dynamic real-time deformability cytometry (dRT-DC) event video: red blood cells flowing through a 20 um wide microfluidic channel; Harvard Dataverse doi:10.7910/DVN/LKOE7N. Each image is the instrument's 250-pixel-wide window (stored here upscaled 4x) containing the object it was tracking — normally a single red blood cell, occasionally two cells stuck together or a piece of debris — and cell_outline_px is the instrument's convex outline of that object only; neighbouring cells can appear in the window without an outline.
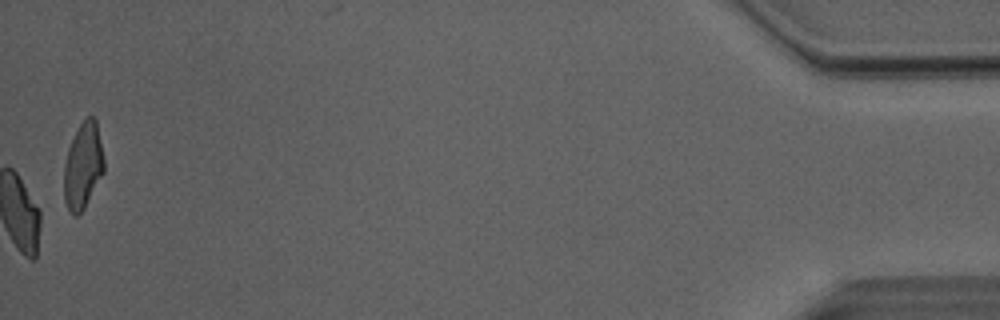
{"species": "Egyptian fruit bat (a non-hibernating species)", "species_latin": "Rousettus aegyptiacus", "temperature_condition": "room temperature", "stored_images_in_passage": 52, "camera_frame_rate_fps": 3000, "um_per_image_px": 0.085, "animal": {"sex": "male"}, "frame": {"image": 1, "passage_image": 52, "time_ms": 17.0, "image_size_px": [1000, 320], "cell_outline_px": [[104, 172], [84, 208], [76, 216], [72, 216], [64, 200], [64, 164], [68, 148], [80, 124], [88, 116], [92, 116], [96, 120], [104, 160]], "centroid_in_image_um": [7.05, 14.12], "position_along_channel_um": 428.2, "area_um2": 19.88}, "authors_computed_cell_mechanics": {"area_um2": 20.2011, "velocity_mm_per_s": 4.0535, "shape_relaxation_time_tau1_ms": 4.8338, "shape_relaxation_time_tau2_ms": 1.8991, "deformation_change_tau1": 0.1503, "deformation_change_tau2": 0.0735}}